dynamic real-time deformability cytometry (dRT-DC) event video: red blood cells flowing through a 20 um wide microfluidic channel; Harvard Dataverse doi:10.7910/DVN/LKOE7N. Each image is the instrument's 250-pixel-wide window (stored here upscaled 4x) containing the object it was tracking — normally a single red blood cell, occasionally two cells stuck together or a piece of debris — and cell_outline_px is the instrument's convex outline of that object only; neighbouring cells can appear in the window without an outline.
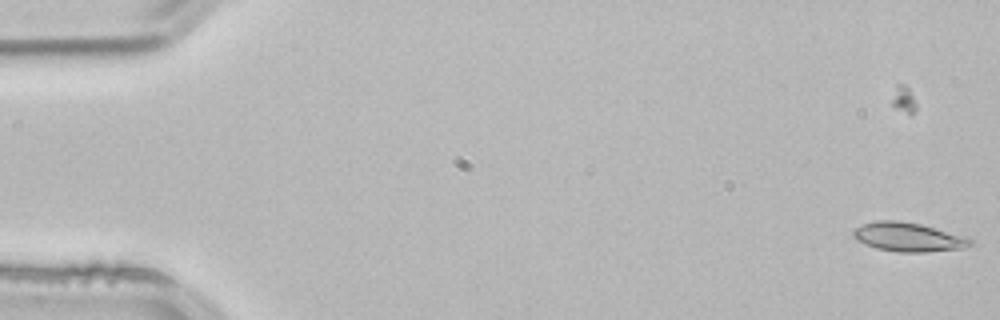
{"species": "common noctule bat (a hibernating species)", "species_latin": "Nyctalus noctula", "temperature_condition": "room temperature", "stored_images_in_passage": 4, "camera_frame_rate_fps": 3000, "um_per_image_px": 0.085, "animal": {"sex": "male", "body_mass_g": 21.5, "forearm_length_mm": 52.0}, "frame": {"image": 1, "passage_image": 1, "time_ms": 0.0, "image_size_px": [1000, 320], "cell_outline_px": [[972, 244], [964, 248], [928, 252], [896, 252], [876, 248], [856, 240], [852, 236], [852, 232], [856, 228], [864, 224], [876, 220], [900, 220], [920, 224], [968, 236], [972, 240]], "centroid_in_image_um": [77.23, 20.15], "position_along_channel_um": 7.8, "area_um2": 19.94}}
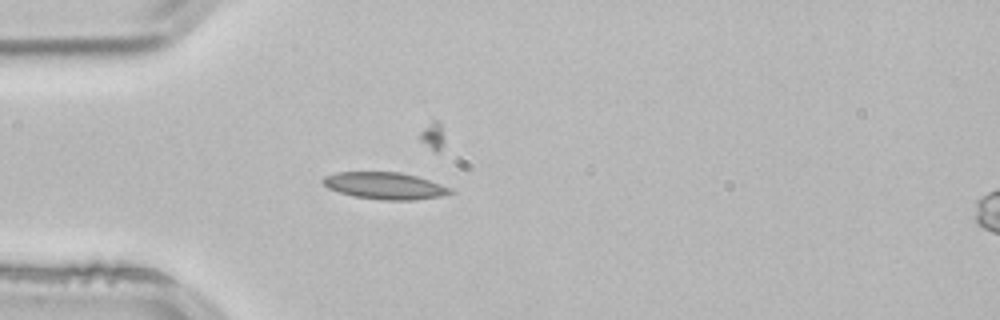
{"frame": {"image": 2, "passage_image": 4, "time_ms": 1.0, "image_size_px": [1000, 320], "cell_outline_px": [[456, 192], [440, 196], [412, 200], [384, 200], [356, 196], [340, 192], [328, 188], [320, 180], [324, 176], [336, 172], [400, 172], [416, 176], [452, 188]], "centroid_in_image_um": [32.71, 15.78], "position_along_channel_um": 52.3, "area_um2": 19.83}}